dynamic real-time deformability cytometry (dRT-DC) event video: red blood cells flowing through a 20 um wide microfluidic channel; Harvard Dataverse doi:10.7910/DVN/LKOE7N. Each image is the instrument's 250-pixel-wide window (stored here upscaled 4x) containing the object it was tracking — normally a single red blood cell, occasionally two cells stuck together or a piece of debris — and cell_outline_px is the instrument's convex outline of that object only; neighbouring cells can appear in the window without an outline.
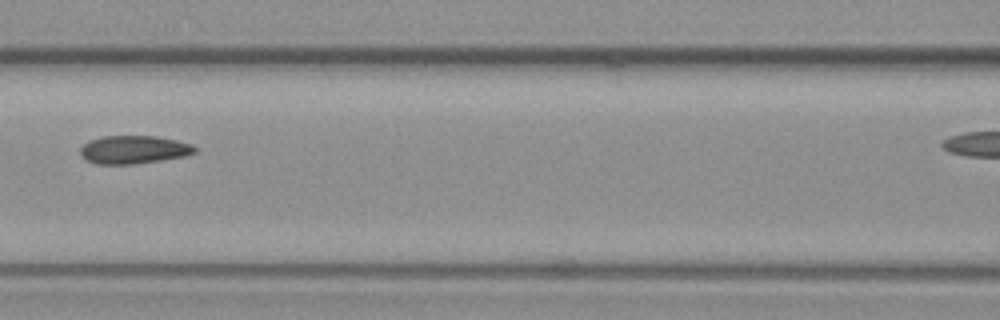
{"species": "common noctule bat (a hibernating species)", "species_latin": "Nyctalus noctula", "temperature_condition": "warm", "stored_images_in_passage": 6, "segment_of_instrument_passage": [1, 2], "camera_frame_rate_fps": 3000, "um_per_image_px": 0.085, "animal": {"sex": "female", "body_mass_g": 19.3, "forearm_length_mm": 54.1}, "frame": {"image": 1, "passage_image": 5, "time_ms": 5.667, "image_size_px": [1000, 320], "cell_outline_px": [[196, 152], [184, 156], [160, 160], [132, 164], [96, 164], [84, 160], [80, 156], [80, 148], [84, 144], [92, 140], [104, 136], [156, 136], [176, 140], [192, 144], [196, 148]], "centroid_in_image_um": [11.34, 12.72], "position_along_channel_um": 155.3, "area_um2": 18.73}}